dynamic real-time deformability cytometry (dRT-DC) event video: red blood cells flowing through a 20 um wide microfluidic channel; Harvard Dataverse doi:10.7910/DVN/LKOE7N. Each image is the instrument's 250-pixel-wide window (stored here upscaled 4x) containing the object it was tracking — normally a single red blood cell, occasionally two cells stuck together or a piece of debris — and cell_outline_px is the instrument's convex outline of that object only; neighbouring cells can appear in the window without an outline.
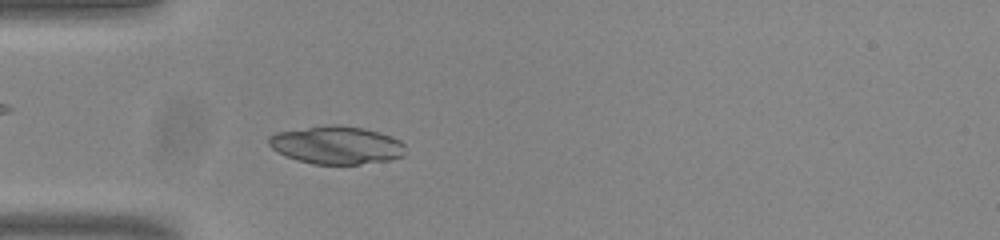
{"species": "common noctule bat (a hibernating species)", "species_latin": "Nyctalus noctula", "temperature_condition": "room temperature", "stored_images_in_passage": 44, "camera_frame_rate_fps": 3000, "um_per_image_px": 0.085, "animal": {"sex": "male", "body_mass_g": 20.0, "forearm_length_mm": 53.3}, "frame": {"image": 1, "passage_image": 7, "time_ms": 2.0, "image_size_px": [1000, 240], "cell_outline_px": [[404, 156], [392, 160], [360, 164], [312, 164], [296, 160], [272, 148], [268, 144], [268, 136], [276, 132], [332, 124], [340, 124], [364, 128], [380, 132], [400, 140], [404, 144]], "centroid_in_image_um": [28.63, 12.33], "position_along_channel_um": 56.4, "area_um2": 30.35}}
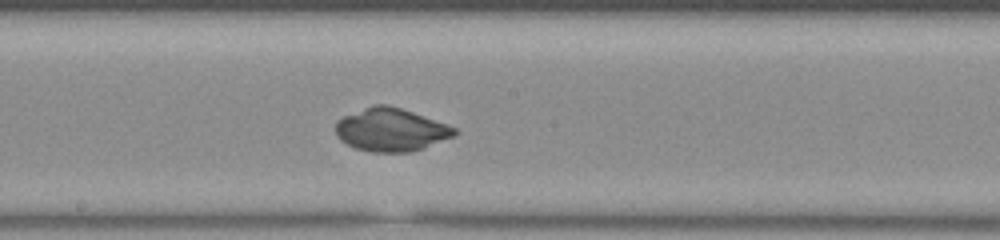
{"frame": {"image": 2, "passage_image": 20, "time_ms": 6.333, "image_size_px": [1000, 240], "cell_outline_px": [[460, 132], [452, 136], [424, 148], [412, 152], [372, 152], [356, 148], [340, 140], [336, 136], [336, 120], [344, 116], [372, 104], [388, 104], [448, 124], [456, 128]], "centroid_in_image_um": [33.22, 11.02], "position_along_channel_um": 215.0, "area_um2": 29.82}}
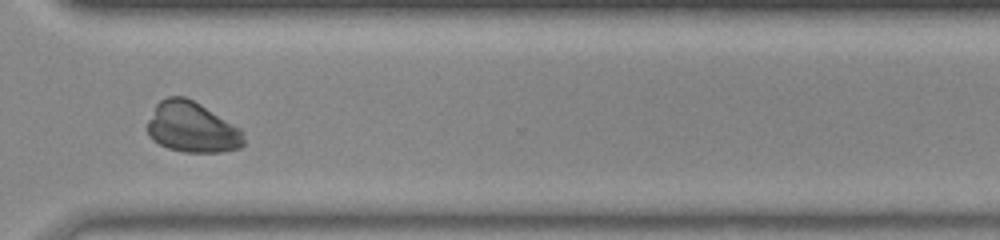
{"frame": {"image": 3, "passage_image": 31, "time_ms": 10.0, "image_size_px": [1000, 240], "cell_outline_px": [[244, 144], [240, 148], [220, 152], [184, 152], [168, 148], [152, 140], [148, 136], [148, 120], [156, 104], [160, 100], [168, 96], [184, 96], [200, 104], [240, 128], [244, 140]], "centroid_in_image_um": [16.3, 10.83], "position_along_channel_um": 354.3, "area_um2": 28.26}, "authors_computed_cell_mechanics": {"area_um2": 29.9115, "velocity_mm_per_s": 3.7899, "shape_relaxation_time_tau1_ms": 8.6207, "shape_relaxation_time_tau2_ms": null, "deformation_change_tau1": 0.3909, "deformation_change_tau2": null}}